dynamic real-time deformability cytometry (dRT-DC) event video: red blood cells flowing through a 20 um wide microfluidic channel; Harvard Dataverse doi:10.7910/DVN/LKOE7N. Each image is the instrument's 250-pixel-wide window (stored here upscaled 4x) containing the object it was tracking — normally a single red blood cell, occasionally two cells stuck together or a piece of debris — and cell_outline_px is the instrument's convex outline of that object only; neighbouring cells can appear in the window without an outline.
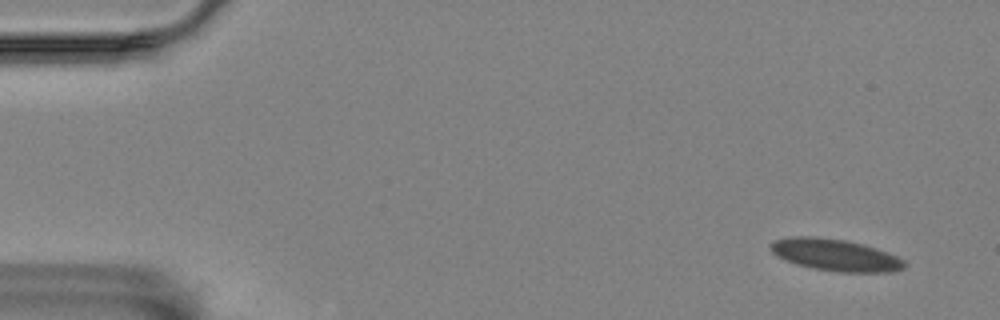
{"species": "Egyptian fruit bat (a non-hibernating species)", "species_latin": "Rousettus aegyptiacus", "temperature_condition": "room temperature", "stored_images_in_passage": 5, "camera_frame_rate_fps": 3000, "um_per_image_px": 0.085, "animal": {"sex": "female"}, "frame": {"image": 1, "passage_image": 1, "time_ms": 0.0, "image_size_px": [1000, 320], "cell_outline_px": [[904, 268], [892, 272], [836, 272], [812, 268], [796, 264], [784, 260], [776, 256], [772, 252], [768, 244], [776, 240], [788, 236], [816, 236], [844, 240], [864, 244], [888, 252], [904, 260]], "centroid_in_image_um": [70.96, 21.67], "position_along_channel_um": 14.0, "area_um2": 25.09}}